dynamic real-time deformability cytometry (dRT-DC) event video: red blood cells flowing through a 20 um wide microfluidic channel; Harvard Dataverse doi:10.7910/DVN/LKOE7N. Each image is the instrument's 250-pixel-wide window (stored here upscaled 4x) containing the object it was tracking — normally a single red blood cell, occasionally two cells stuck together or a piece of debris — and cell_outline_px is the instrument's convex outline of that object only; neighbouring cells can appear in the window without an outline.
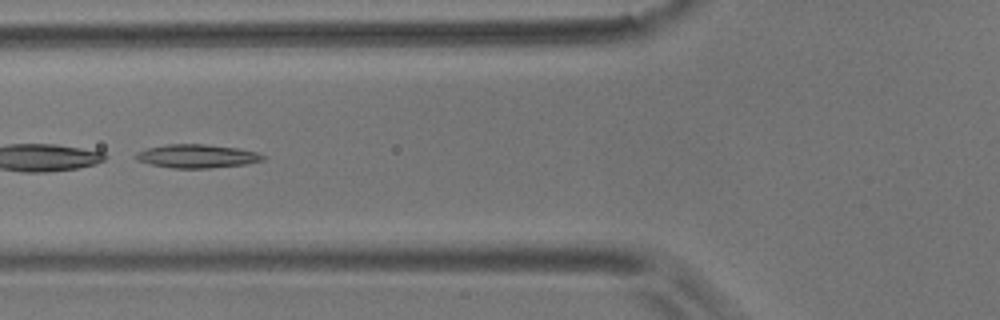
{"species": "common noctule bat (a hibernating species)", "species_latin": "Nyctalus noctula", "temperature_condition": "room temperature", "stored_images_in_passage": 6, "camera_frame_rate_fps": 3000, "um_per_image_px": 0.085, "animal": {"sex": "male", "body_mass_g": 17.9}, "frame": {"image": 1, "passage_image": 6, "time_ms": 1.667, "image_size_px": [1000, 320], "cell_outline_px": [[268, 156], [264, 160], [244, 164], [208, 168], [172, 168], [152, 164], [136, 160], [132, 156], [136, 152], [148, 148], [168, 144], [204, 144], [236, 148], [256, 152]], "centroid_in_image_um": [16.72, 13.27], "position_along_channel_um": 109.1, "area_um2": 17.34}}